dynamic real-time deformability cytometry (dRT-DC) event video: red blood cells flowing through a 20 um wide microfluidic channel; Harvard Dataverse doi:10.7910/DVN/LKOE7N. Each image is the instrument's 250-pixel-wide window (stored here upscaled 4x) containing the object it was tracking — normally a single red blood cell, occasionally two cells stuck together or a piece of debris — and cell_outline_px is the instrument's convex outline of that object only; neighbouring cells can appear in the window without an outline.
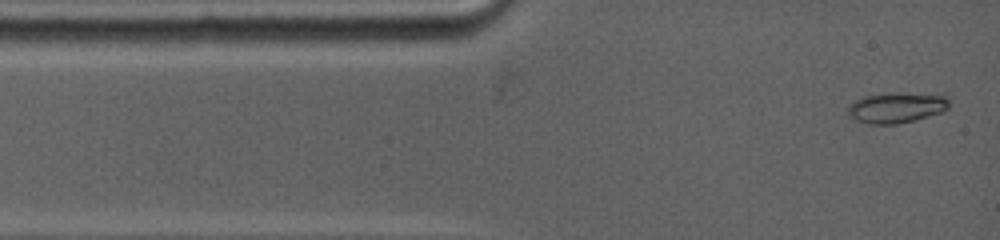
{"species": "common noctule bat (a hibernating species)", "species_latin": "Nyctalus noctula", "temperature_condition": "warm", "stored_images_in_passage": 35, "camera_frame_rate_fps": 5000, "um_per_image_px": 0.085, "animal": {"sex": "female", "body_mass_g": 19.0, "forearm_length_mm": 53.3}, "frame": {"image": 1, "passage_image": 1, "time_ms": 0.0, "image_size_px": [1000, 240], "cell_outline_px": [[948, 108], [940, 112], [928, 116], [896, 124], [868, 124], [856, 120], [848, 116], [848, 108], [852, 100], [864, 96], [888, 92], [944, 92], [948, 100]], "centroid_in_image_um": [76.23, 9.09], "position_along_channel_um": 8.8, "area_um2": 18.67}}
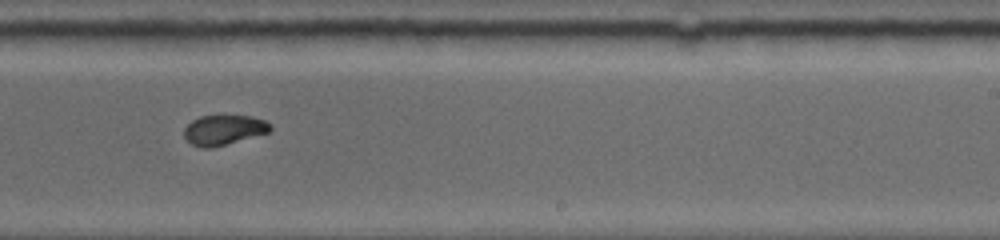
{"frame": {"image": 2, "passage_image": 17, "time_ms": 7.8, "image_size_px": [1000, 240], "cell_outline_px": [[272, 128], [268, 132], [212, 148], [204, 148], [192, 144], [184, 136], [184, 128], [192, 120], [200, 116], [220, 112], [252, 116], [264, 120], [272, 124]], "centroid_in_image_um": [19.02, 10.97], "position_along_channel_um": 270.0, "area_um2": 15.61}}
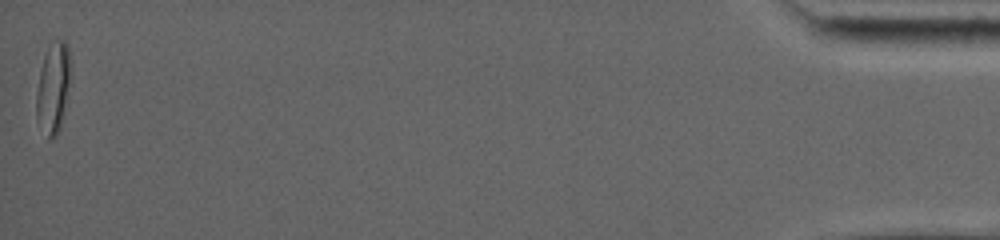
{"frame": {"image": 3, "passage_image": 35, "time_ms": 16.0, "image_size_px": [1000, 240], "cell_outline_px": [[68, 84], [60, 128], [56, 136], [48, 140], [36, 116], [36, 96], [40, 72], [44, 56], [48, 44], [52, 40], [64, 40], [68, 44]], "centroid_in_image_um": [4.48, 7.45], "position_along_channel_um": 430.7, "area_um2": 17.4}, "authors_computed_cell_mechanics": {"area_um2": 16.0106, "velocity_mm_per_s": 3.9002, "shape_relaxation_time_tau1_ms": null, "shape_relaxation_time_tau2_ms": 1.1243, "deformation_change_tau1": null, "deformation_change_tau2": 0.0362}}